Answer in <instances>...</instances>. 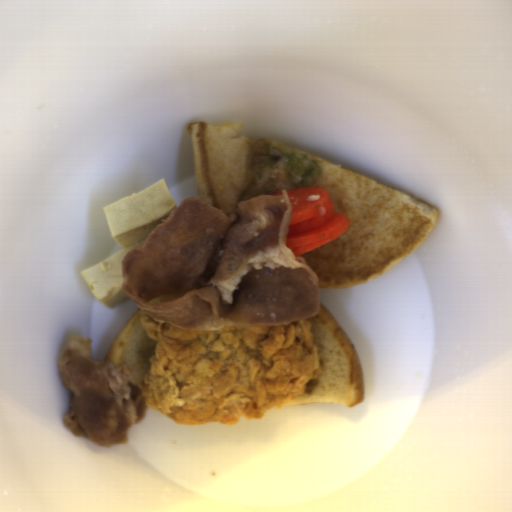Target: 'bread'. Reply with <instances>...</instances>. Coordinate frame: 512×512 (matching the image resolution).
I'll return each instance as SVG.
<instances>
[{
  "mask_svg": "<svg viewBox=\"0 0 512 512\" xmlns=\"http://www.w3.org/2000/svg\"><path fill=\"white\" fill-rule=\"evenodd\" d=\"M245 124L193 121L192 161L198 197L222 213L236 210L246 189V160L259 142L239 135Z\"/></svg>",
  "mask_w": 512,
  "mask_h": 512,
  "instance_id": "bread-2",
  "label": "bread"
},
{
  "mask_svg": "<svg viewBox=\"0 0 512 512\" xmlns=\"http://www.w3.org/2000/svg\"><path fill=\"white\" fill-rule=\"evenodd\" d=\"M267 148L308 157L319 176L312 188L327 190L335 214L350 221L336 238L302 258L318 280V289L362 284L388 271L413 252L435 229V206L388 184L275 140Z\"/></svg>",
  "mask_w": 512,
  "mask_h": 512,
  "instance_id": "bread-1",
  "label": "bread"
},
{
  "mask_svg": "<svg viewBox=\"0 0 512 512\" xmlns=\"http://www.w3.org/2000/svg\"><path fill=\"white\" fill-rule=\"evenodd\" d=\"M142 308L135 312L121 327L110 343L102 362L113 367H125L130 373L131 384L138 385L150 368V357L156 342L144 332Z\"/></svg>",
  "mask_w": 512,
  "mask_h": 512,
  "instance_id": "bread-4",
  "label": "bread"
},
{
  "mask_svg": "<svg viewBox=\"0 0 512 512\" xmlns=\"http://www.w3.org/2000/svg\"><path fill=\"white\" fill-rule=\"evenodd\" d=\"M306 319L321 371L311 392L296 396L282 407L312 403H335L346 407L361 404L365 395L364 374L347 332L320 302L316 315Z\"/></svg>",
  "mask_w": 512,
  "mask_h": 512,
  "instance_id": "bread-3",
  "label": "bread"
}]
</instances>
